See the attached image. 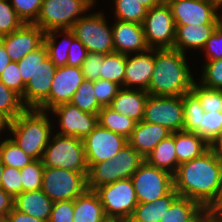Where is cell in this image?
<instances>
[{"instance_id":"obj_1","label":"cell","mask_w":222,"mask_h":222,"mask_svg":"<svg viewBox=\"0 0 222 222\" xmlns=\"http://www.w3.org/2000/svg\"><path fill=\"white\" fill-rule=\"evenodd\" d=\"M179 196L209 208L217 199L222 180V159L210 148L202 156L179 164L173 175Z\"/></svg>"},{"instance_id":"obj_2","label":"cell","mask_w":222,"mask_h":222,"mask_svg":"<svg viewBox=\"0 0 222 222\" xmlns=\"http://www.w3.org/2000/svg\"><path fill=\"white\" fill-rule=\"evenodd\" d=\"M186 53L174 48L154 49V70L147 92L154 96H182L196 81Z\"/></svg>"},{"instance_id":"obj_3","label":"cell","mask_w":222,"mask_h":222,"mask_svg":"<svg viewBox=\"0 0 222 222\" xmlns=\"http://www.w3.org/2000/svg\"><path fill=\"white\" fill-rule=\"evenodd\" d=\"M48 111L26 109L10 121L11 139L33 160L42 159L52 134Z\"/></svg>"},{"instance_id":"obj_4","label":"cell","mask_w":222,"mask_h":222,"mask_svg":"<svg viewBox=\"0 0 222 222\" xmlns=\"http://www.w3.org/2000/svg\"><path fill=\"white\" fill-rule=\"evenodd\" d=\"M144 161L137 150L127 144L114 158L88 167L87 188L95 191L103 185L131 178Z\"/></svg>"},{"instance_id":"obj_5","label":"cell","mask_w":222,"mask_h":222,"mask_svg":"<svg viewBox=\"0 0 222 222\" xmlns=\"http://www.w3.org/2000/svg\"><path fill=\"white\" fill-rule=\"evenodd\" d=\"M41 160L44 167L88 172L83 141L77 137L52 135Z\"/></svg>"},{"instance_id":"obj_6","label":"cell","mask_w":222,"mask_h":222,"mask_svg":"<svg viewBox=\"0 0 222 222\" xmlns=\"http://www.w3.org/2000/svg\"><path fill=\"white\" fill-rule=\"evenodd\" d=\"M95 3V0H43L37 20L33 24L45 33L70 29Z\"/></svg>"},{"instance_id":"obj_7","label":"cell","mask_w":222,"mask_h":222,"mask_svg":"<svg viewBox=\"0 0 222 222\" xmlns=\"http://www.w3.org/2000/svg\"><path fill=\"white\" fill-rule=\"evenodd\" d=\"M94 12L79 18L70 28L74 36L79 39L88 52L110 54L115 52L112 26L103 14Z\"/></svg>"},{"instance_id":"obj_8","label":"cell","mask_w":222,"mask_h":222,"mask_svg":"<svg viewBox=\"0 0 222 222\" xmlns=\"http://www.w3.org/2000/svg\"><path fill=\"white\" fill-rule=\"evenodd\" d=\"M95 192L100 198L108 219L127 222L138 205V199L131 178L103 185L98 187Z\"/></svg>"},{"instance_id":"obj_9","label":"cell","mask_w":222,"mask_h":222,"mask_svg":"<svg viewBox=\"0 0 222 222\" xmlns=\"http://www.w3.org/2000/svg\"><path fill=\"white\" fill-rule=\"evenodd\" d=\"M87 173L45 167L41 189L53 202L75 200L88 189Z\"/></svg>"},{"instance_id":"obj_10","label":"cell","mask_w":222,"mask_h":222,"mask_svg":"<svg viewBox=\"0 0 222 222\" xmlns=\"http://www.w3.org/2000/svg\"><path fill=\"white\" fill-rule=\"evenodd\" d=\"M131 180L138 203L153 202L174 188L173 175L144 161L133 173Z\"/></svg>"},{"instance_id":"obj_11","label":"cell","mask_w":222,"mask_h":222,"mask_svg":"<svg viewBox=\"0 0 222 222\" xmlns=\"http://www.w3.org/2000/svg\"><path fill=\"white\" fill-rule=\"evenodd\" d=\"M143 121L159 124L168 129L171 133L183 131V95H149L145 105Z\"/></svg>"},{"instance_id":"obj_12","label":"cell","mask_w":222,"mask_h":222,"mask_svg":"<svg viewBox=\"0 0 222 222\" xmlns=\"http://www.w3.org/2000/svg\"><path fill=\"white\" fill-rule=\"evenodd\" d=\"M142 26L149 48H173L176 27L168 4L163 3L149 9Z\"/></svg>"},{"instance_id":"obj_13","label":"cell","mask_w":222,"mask_h":222,"mask_svg":"<svg viewBox=\"0 0 222 222\" xmlns=\"http://www.w3.org/2000/svg\"><path fill=\"white\" fill-rule=\"evenodd\" d=\"M175 25L219 24L222 6L215 0H179L168 4Z\"/></svg>"},{"instance_id":"obj_14","label":"cell","mask_w":222,"mask_h":222,"mask_svg":"<svg viewBox=\"0 0 222 222\" xmlns=\"http://www.w3.org/2000/svg\"><path fill=\"white\" fill-rule=\"evenodd\" d=\"M88 167L108 161L128 144V139L98 124L83 140Z\"/></svg>"},{"instance_id":"obj_15","label":"cell","mask_w":222,"mask_h":222,"mask_svg":"<svg viewBox=\"0 0 222 222\" xmlns=\"http://www.w3.org/2000/svg\"><path fill=\"white\" fill-rule=\"evenodd\" d=\"M48 112H53L55 117H59L57 123L59 122L60 131L57 133L64 136L83 140L99 124L97 114L81 111L71 102L57 105Z\"/></svg>"},{"instance_id":"obj_16","label":"cell","mask_w":222,"mask_h":222,"mask_svg":"<svg viewBox=\"0 0 222 222\" xmlns=\"http://www.w3.org/2000/svg\"><path fill=\"white\" fill-rule=\"evenodd\" d=\"M82 69L75 66L57 67L48 100L39 108L49 111L57 105L71 102L74 93L84 81Z\"/></svg>"},{"instance_id":"obj_17","label":"cell","mask_w":222,"mask_h":222,"mask_svg":"<svg viewBox=\"0 0 222 222\" xmlns=\"http://www.w3.org/2000/svg\"><path fill=\"white\" fill-rule=\"evenodd\" d=\"M45 32L35 24L24 23L14 32L1 36L0 42L12 62H19L25 55L44 43Z\"/></svg>"},{"instance_id":"obj_18","label":"cell","mask_w":222,"mask_h":222,"mask_svg":"<svg viewBox=\"0 0 222 222\" xmlns=\"http://www.w3.org/2000/svg\"><path fill=\"white\" fill-rule=\"evenodd\" d=\"M56 69L57 67L49 57L38 66L34 76L25 86L24 95L21 97L27 109H39L48 100Z\"/></svg>"},{"instance_id":"obj_19","label":"cell","mask_w":222,"mask_h":222,"mask_svg":"<svg viewBox=\"0 0 222 222\" xmlns=\"http://www.w3.org/2000/svg\"><path fill=\"white\" fill-rule=\"evenodd\" d=\"M154 70V49L126 55V69L123 88L148 90ZM133 86V87H132ZM137 86V87H136ZM135 87V88H134Z\"/></svg>"},{"instance_id":"obj_20","label":"cell","mask_w":222,"mask_h":222,"mask_svg":"<svg viewBox=\"0 0 222 222\" xmlns=\"http://www.w3.org/2000/svg\"><path fill=\"white\" fill-rule=\"evenodd\" d=\"M112 35L114 50L117 53L130 55V53H141L149 49L142 24L115 19L112 25Z\"/></svg>"},{"instance_id":"obj_21","label":"cell","mask_w":222,"mask_h":222,"mask_svg":"<svg viewBox=\"0 0 222 222\" xmlns=\"http://www.w3.org/2000/svg\"><path fill=\"white\" fill-rule=\"evenodd\" d=\"M170 134L165 127L142 120L136 124L128 138V144L145 159L157 144Z\"/></svg>"},{"instance_id":"obj_22","label":"cell","mask_w":222,"mask_h":222,"mask_svg":"<svg viewBox=\"0 0 222 222\" xmlns=\"http://www.w3.org/2000/svg\"><path fill=\"white\" fill-rule=\"evenodd\" d=\"M218 24L175 25L173 48L185 53L187 49H203Z\"/></svg>"},{"instance_id":"obj_23","label":"cell","mask_w":222,"mask_h":222,"mask_svg":"<svg viewBox=\"0 0 222 222\" xmlns=\"http://www.w3.org/2000/svg\"><path fill=\"white\" fill-rule=\"evenodd\" d=\"M148 96L149 93L145 90L121 88L109 107L138 123L143 120Z\"/></svg>"},{"instance_id":"obj_24","label":"cell","mask_w":222,"mask_h":222,"mask_svg":"<svg viewBox=\"0 0 222 222\" xmlns=\"http://www.w3.org/2000/svg\"><path fill=\"white\" fill-rule=\"evenodd\" d=\"M53 203L42 189L22 192L14 198V208L16 210L45 222L49 221Z\"/></svg>"},{"instance_id":"obj_25","label":"cell","mask_w":222,"mask_h":222,"mask_svg":"<svg viewBox=\"0 0 222 222\" xmlns=\"http://www.w3.org/2000/svg\"><path fill=\"white\" fill-rule=\"evenodd\" d=\"M73 218V222H105L108 219L98 194L89 189L74 200Z\"/></svg>"},{"instance_id":"obj_26","label":"cell","mask_w":222,"mask_h":222,"mask_svg":"<svg viewBox=\"0 0 222 222\" xmlns=\"http://www.w3.org/2000/svg\"><path fill=\"white\" fill-rule=\"evenodd\" d=\"M210 149V144L197 133L175 132V152L179 164L202 156Z\"/></svg>"},{"instance_id":"obj_27","label":"cell","mask_w":222,"mask_h":222,"mask_svg":"<svg viewBox=\"0 0 222 222\" xmlns=\"http://www.w3.org/2000/svg\"><path fill=\"white\" fill-rule=\"evenodd\" d=\"M178 196L173 188L167 195L153 202L138 203L127 222H160Z\"/></svg>"},{"instance_id":"obj_28","label":"cell","mask_w":222,"mask_h":222,"mask_svg":"<svg viewBox=\"0 0 222 222\" xmlns=\"http://www.w3.org/2000/svg\"><path fill=\"white\" fill-rule=\"evenodd\" d=\"M145 161L151 166L163 169L174 175L179 166L175 152V132L161 140L147 155Z\"/></svg>"},{"instance_id":"obj_29","label":"cell","mask_w":222,"mask_h":222,"mask_svg":"<svg viewBox=\"0 0 222 222\" xmlns=\"http://www.w3.org/2000/svg\"><path fill=\"white\" fill-rule=\"evenodd\" d=\"M62 32V33H59ZM57 33L63 34L64 38L60 42L57 43L56 37ZM76 37L70 29L64 30H52L45 33L44 36V44L48 51L49 59L55 64L56 67L66 66L68 60V51L72 44V41Z\"/></svg>"},{"instance_id":"obj_30","label":"cell","mask_w":222,"mask_h":222,"mask_svg":"<svg viewBox=\"0 0 222 222\" xmlns=\"http://www.w3.org/2000/svg\"><path fill=\"white\" fill-rule=\"evenodd\" d=\"M204 209L199 202L178 196L160 222H192Z\"/></svg>"},{"instance_id":"obj_31","label":"cell","mask_w":222,"mask_h":222,"mask_svg":"<svg viewBox=\"0 0 222 222\" xmlns=\"http://www.w3.org/2000/svg\"><path fill=\"white\" fill-rule=\"evenodd\" d=\"M98 123L114 133L120 134L125 138L131 136L137 122L129 116L115 112L112 108L102 107L98 114Z\"/></svg>"},{"instance_id":"obj_32","label":"cell","mask_w":222,"mask_h":222,"mask_svg":"<svg viewBox=\"0 0 222 222\" xmlns=\"http://www.w3.org/2000/svg\"><path fill=\"white\" fill-rule=\"evenodd\" d=\"M126 69V55L113 52L103 56L101 64L100 79L117 83L123 88Z\"/></svg>"},{"instance_id":"obj_33","label":"cell","mask_w":222,"mask_h":222,"mask_svg":"<svg viewBox=\"0 0 222 222\" xmlns=\"http://www.w3.org/2000/svg\"><path fill=\"white\" fill-rule=\"evenodd\" d=\"M184 127L183 131L197 133L200 130L204 109L198 97L192 92L183 94Z\"/></svg>"},{"instance_id":"obj_34","label":"cell","mask_w":222,"mask_h":222,"mask_svg":"<svg viewBox=\"0 0 222 222\" xmlns=\"http://www.w3.org/2000/svg\"><path fill=\"white\" fill-rule=\"evenodd\" d=\"M113 2L116 20L143 23L148 9L139 0H113Z\"/></svg>"},{"instance_id":"obj_35","label":"cell","mask_w":222,"mask_h":222,"mask_svg":"<svg viewBox=\"0 0 222 222\" xmlns=\"http://www.w3.org/2000/svg\"><path fill=\"white\" fill-rule=\"evenodd\" d=\"M0 159L4 166L19 170L33 160L10 137L0 142Z\"/></svg>"},{"instance_id":"obj_36","label":"cell","mask_w":222,"mask_h":222,"mask_svg":"<svg viewBox=\"0 0 222 222\" xmlns=\"http://www.w3.org/2000/svg\"><path fill=\"white\" fill-rule=\"evenodd\" d=\"M71 103L81 111L98 115L102 107L94 94V81L85 79L74 93Z\"/></svg>"},{"instance_id":"obj_37","label":"cell","mask_w":222,"mask_h":222,"mask_svg":"<svg viewBox=\"0 0 222 222\" xmlns=\"http://www.w3.org/2000/svg\"><path fill=\"white\" fill-rule=\"evenodd\" d=\"M26 109L21 96L0 81V113L12 121Z\"/></svg>"},{"instance_id":"obj_38","label":"cell","mask_w":222,"mask_h":222,"mask_svg":"<svg viewBox=\"0 0 222 222\" xmlns=\"http://www.w3.org/2000/svg\"><path fill=\"white\" fill-rule=\"evenodd\" d=\"M48 57V51L43 43L39 48L31 51L25 55L19 62H17L20 75L22 76L25 85L30 78L34 76L38 66Z\"/></svg>"},{"instance_id":"obj_39","label":"cell","mask_w":222,"mask_h":222,"mask_svg":"<svg viewBox=\"0 0 222 222\" xmlns=\"http://www.w3.org/2000/svg\"><path fill=\"white\" fill-rule=\"evenodd\" d=\"M44 165L41 159L32 160L20 170L22 192L39 190L42 187Z\"/></svg>"},{"instance_id":"obj_40","label":"cell","mask_w":222,"mask_h":222,"mask_svg":"<svg viewBox=\"0 0 222 222\" xmlns=\"http://www.w3.org/2000/svg\"><path fill=\"white\" fill-rule=\"evenodd\" d=\"M191 91L198 97L205 112H222V90L209 89L194 82Z\"/></svg>"},{"instance_id":"obj_41","label":"cell","mask_w":222,"mask_h":222,"mask_svg":"<svg viewBox=\"0 0 222 222\" xmlns=\"http://www.w3.org/2000/svg\"><path fill=\"white\" fill-rule=\"evenodd\" d=\"M222 130V112H204L201 119L200 130L197 134L209 144L219 135Z\"/></svg>"},{"instance_id":"obj_42","label":"cell","mask_w":222,"mask_h":222,"mask_svg":"<svg viewBox=\"0 0 222 222\" xmlns=\"http://www.w3.org/2000/svg\"><path fill=\"white\" fill-rule=\"evenodd\" d=\"M200 81L199 83L206 88L222 90V58L206 60Z\"/></svg>"},{"instance_id":"obj_43","label":"cell","mask_w":222,"mask_h":222,"mask_svg":"<svg viewBox=\"0 0 222 222\" xmlns=\"http://www.w3.org/2000/svg\"><path fill=\"white\" fill-rule=\"evenodd\" d=\"M9 0H0V37L10 34L23 25Z\"/></svg>"},{"instance_id":"obj_44","label":"cell","mask_w":222,"mask_h":222,"mask_svg":"<svg viewBox=\"0 0 222 222\" xmlns=\"http://www.w3.org/2000/svg\"><path fill=\"white\" fill-rule=\"evenodd\" d=\"M23 23L33 24L39 15L43 0H9Z\"/></svg>"},{"instance_id":"obj_45","label":"cell","mask_w":222,"mask_h":222,"mask_svg":"<svg viewBox=\"0 0 222 222\" xmlns=\"http://www.w3.org/2000/svg\"><path fill=\"white\" fill-rule=\"evenodd\" d=\"M0 81L9 89L13 90L21 97L24 95L25 84L20 75L17 62H10L0 75Z\"/></svg>"},{"instance_id":"obj_46","label":"cell","mask_w":222,"mask_h":222,"mask_svg":"<svg viewBox=\"0 0 222 222\" xmlns=\"http://www.w3.org/2000/svg\"><path fill=\"white\" fill-rule=\"evenodd\" d=\"M120 89V85L109 80L98 79L94 81V94L101 107L110 106Z\"/></svg>"},{"instance_id":"obj_47","label":"cell","mask_w":222,"mask_h":222,"mask_svg":"<svg viewBox=\"0 0 222 222\" xmlns=\"http://www.w3.org/2000/svg\"><path fill=\"white\" fill-rule=\"evenodd\" d=\"M1 188L15 198L22 193L20 170L14 167L4 166Z\"/></svg>"},{"instance_id":"obj_48","label":"cell","mask_w":222,"mask_h":222,"mask_svg":"<svg viewBox=\"0 0 222 222\" xmlns=\"http://www.w3.org/2000/svg\"><path fill=\"white\" fill-rule=\"evenodd\" d=\"M74 200L55 201L48 222H73Z\"/></svg>"},{"instance_id":"obj_49","label":"cell","mask_w":222,"mask_h":222,"mask_svg":"<svg viewBox=\"0 0 222 222\" xmlns=\"http://www.w3.org/2000/svg\"><path fill=\"white\" fill-rule=\"evenodd\" d=\"M103 56L101 53L88 52L81 69L84 79L96 81L100 79L101 64H103Z\"/></svg>"},{"instance_id":"obj_50","label":"cell","mask_w":222,"mask_h":222,"mask_svg":"<svg viewBox=\"0 0 222 222\" xmlns=\"http://www.w3.org/2000/svg\"><path fill=\"white\" fill-rule=\"evenodd\" d=\"M206 54L207 60H216L222 58V21L215 28V31L207 40L205 47L202 49Z\"/></svg>"},{"instance_id":"obj_51","label":"cell","mask_w":222,"mask_h":222,"mask_svg":"<svg viewBox=\"0 0 222 222\" xmlns=\"http://www.w3.org/2000/svg\"><path fill=\"white\" fill-rule=\"evenodd\" d=\"M87 55H88L87 48L84 46V44L79 39L75 38L72 41V44L69 48L68 60H67L66 65L81 68Z\"/></svg>"},{"instance_id":"obj_52","label":"cell","mask_w":222,"mask_h":222,"mask_svg":"<svg viewBox=\"0 0 222 222\" xmlns=\"http://www.w3.org/2000/svg\"><path fill=\"white\" fill-rule=\"evenodd\" d=\"M14 208V198L0 188V217H6Z\"/></svg>"},{"instance_id":"obj_53","label":"cell","mask_w":222,"mask_h":222,"mask_svg":"<svg viewBox=\"0 0 222 222\" xmlns=\"http://www.w3.org/2000/svg\"><path fill=\"white\" fill-rule=\"evenodd\" d=\"M7 222H45L28 214L22 213L13 208L6 216Z\"/></svg>"},{"instance_id":"obj_54","label":"cell","mask_w":222,"mask_h":222,"mask_svg":"<svg viewBox=\"0 0 222 222\" xmlns=\"http://www.w3.org/2000/svg\"><path fill=\"white\" fill-rule=\"evenodd\" d=\"M11 62L4 45L0 42V75L6 66Z\"/></svg>"},{"instance_id":"obj_55","label":"cell","mask_w":222,"mask_h":222,"mask_svg":"<svg viewBox=\"0 0 222 222\" xmlns=\"http://www.w3.org/2000/svg\"><path fill=\"white\" fill-rule=\"evenodd\" d=\"M208 210L214 215L222 212V180L220 190L216 201L208 208Z\"/></svg>"},{"instance_id":"obj_56","label":"cell","mask_w":222,"mask_h":222,"mask_svg":"<svg viewBox=\"0 0 222 222\" xmlns=\"http://www.w3.org/2000/svg\"><path fill=\"white\" fill-rule=\"evenodd\" d=\"M210 148L222 159V130L219 135L212 141Z\"/></svg>"},{"instance_id":"obj_57","label":"cell","mask_w":222,"mask_h":222,"mask_svg":"<svg viewBox=\"0 0 222 222\" xmlns=\"http://www.w3.org/2000/svg\"><path fill=\"white\" fill-rule=\"evenodd\" d=\"M192 222H213V214L205 208Z\"/></svg>"},{"instance_id":"obj_58","label":"cell","mask_w":222,"mask_h":222,"mask_svg":"<svg viewBox=\"0 0 222 222\" xmlns=\"http://www.w3.org/2000/svg\"><path fill=\"white\" fill-rule=\"evenodd\" d=\"M142 5H144L148 10L163 4V0H139Z\"/></svg>"},{"instance_id":"obj_59","label":"cell","mask_w":222,"mask_h":222,"mask_svg":"<svg viewBox=\"0 0 222 222\" xmlns=\"http://www.w3.org/2000/svg\"><path fill=\"white\" fill-rule=\"evenodd\" d=\"M10 126V120L4 116L2 113H0V134L3 133V130H9Z\"/></svg>"},{"instance_id":"obj_60","label":"cell","mask_w":222,"mask_h":222,"mask_svg":"<svg viewBox=\"0 0 222 222\" xmlns=\"http://www.w3.org/2000/svg\"><path fill=\"white\" fill-rule=\"evenodd\" d=\"M3 170H4V165H3V163L1 162V159H0V188H1V185H2V173H3Z\"/></svg>"},{"instance_id":"obj_61","label":"cell","mask_w":222,"mask_h":222,"mask_svg":"<svg viewBox=\"0 0 222 222\" xmlns=\"http://www.w3.org/2000/svg\"><path fill=\"white\" fill-rule=\"evenodd\" d=\"M105 222H124V221L117 220V219H107Z\"/></svg>"},{"instance_id":"obj_62","label":"cell","mask_w":222,"mask_h":222,"mask_svg":"<svg viewBox=\"0 0 222 222\" xmlns=\"http://www.w3.org/2000/svg\"><path fill=\"white\" fill-rule=\"evenodd\" d=\"M213 218H222V212L214 214Z\"/></svg>"},{"instance_id":"obj_63","label":"cell","mask_w":222,"mask_h":222,"mask_svg":"<svg viewBox=\"0 0 222 222\" xmlns=\"http://www.w3.org/2000/svg\"><path fill=\"white\" fill-rule=\"evenodd\" d=\"M176 1H179V0H163V2L166 4H169L171 2H176Z\"/></svg>"},{"instance_id":"obj_64","label":"cell","mask_w":222,"mask_h":222,"mask_svg":"<svg viewBox=\"0 0 222 222\" xmlns=\"http://www.w3.org/2000/svg\"><path fill=\"white\" fill-rule=\"evenodd\" d=\"M213 222H222V218H213Z\"/></svg>"},{"instance_id":"obj_65","label":"cell","mask_w":222,"mask_h":222,"mask_svg":"<svg viewBox=\"0 0 222 222\" xmlns=\"http://www.w3.org/2000/svg\"><path fill=\"white\" fill-rule=\"evenodd\" d=\"M0 222H7L6 217H0Z\"/></svg>"},{"instance_id":"obj_66","label":"cell","mask_w":222,"mask_h":222,"mask_svg":"<svg viewBox=\"0 0 222 222\" xmlns=\"http://www.w3.org/2000/svg\"><path fill=\"white\" fill-rule=\"evenodd\" d=\"M215 1L218 2L222 6V0H215Z\"/></svg>"}]
</instances>
